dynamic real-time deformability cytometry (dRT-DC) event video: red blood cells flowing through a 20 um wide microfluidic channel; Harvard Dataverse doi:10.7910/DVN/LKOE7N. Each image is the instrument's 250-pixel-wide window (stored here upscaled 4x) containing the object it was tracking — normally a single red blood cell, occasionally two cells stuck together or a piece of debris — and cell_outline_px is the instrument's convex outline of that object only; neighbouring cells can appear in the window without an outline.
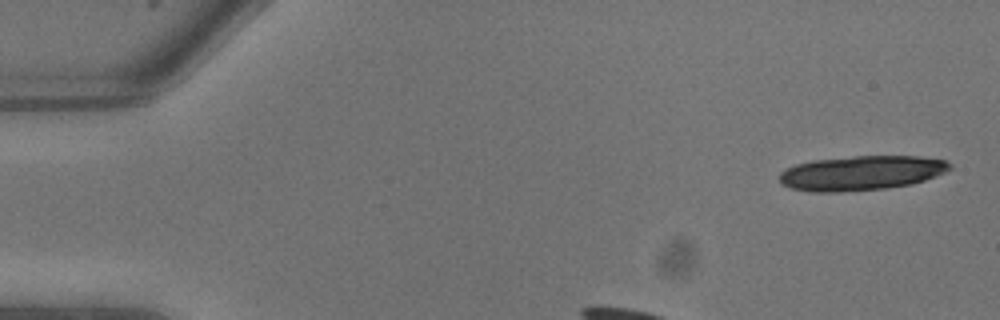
{"species": "common noctule bat (a hibernating species)", "species_latin": "Nyctalus noctula", "temperature_condition": "warm", "stored_images_in_passage": 5, "camera_frame_rate_fps": 3000, "um_per_image_px": 0.085, "animal": {"sex": "male", "body_mass_g": 13.3}, "frame": {"image": 1, "passage_image": 1, "time_ms": 0.0, "image_size_px": [1000, 320], "cell_outline_px": [[952, 168], [936, 176], [912, 184], [884, 188], [840, 192], [812, 192], [792, 188], [780, 184], [780, 172], [796, 164], [812, 160], [856, 156], [920, 156], [944, 160], [952, 164]], "centroid_in_image_um": [73.21, 14.7], "position_along_channel_um": 11.8, "area_um2": 34.28}}